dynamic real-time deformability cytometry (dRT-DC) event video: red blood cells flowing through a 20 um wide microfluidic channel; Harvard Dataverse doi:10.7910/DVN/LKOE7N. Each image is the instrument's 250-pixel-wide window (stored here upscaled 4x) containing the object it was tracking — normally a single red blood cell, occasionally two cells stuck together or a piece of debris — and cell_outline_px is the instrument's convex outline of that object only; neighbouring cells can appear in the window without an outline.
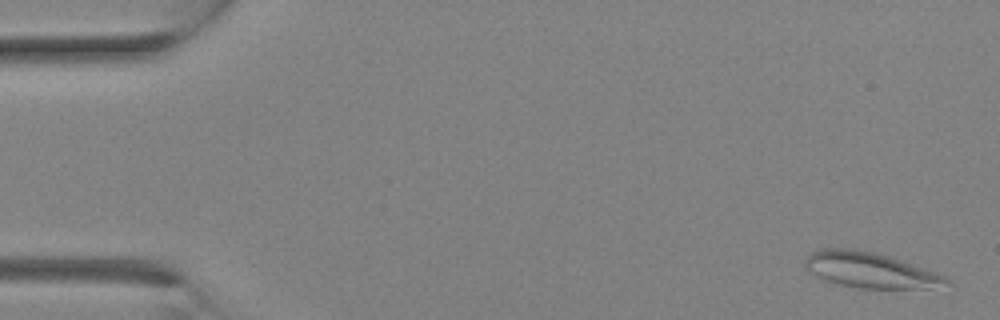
{"species": "Egyptian fruit bat (a non-hibernating species)", "species_latin": "Rousettus aegyptiacus", "temperature_condition": "room temperature", "stored_images_in_passage": 10, "camera_frame_rate_fps": 3000, "um_per_image_px": 0.085, "animal": {"sex": "female"}, "frame": {"image": 1, "passage_image": 1, "time_ms": 0.0, "image_size_px": [1000, 320], "cell_outline_px": [[952, 280], [928, 288], [860, 288], [840, 284], [824, 280], [812, 272], [804, 264], [804, 260], [812, 252], [820, 248], [856, 248], [888, 256], [936, 272]], "centroid_in_image_um": [73.9, 22.94], "position_along_channel_um": 11.1, "area_um2": 28.61}}